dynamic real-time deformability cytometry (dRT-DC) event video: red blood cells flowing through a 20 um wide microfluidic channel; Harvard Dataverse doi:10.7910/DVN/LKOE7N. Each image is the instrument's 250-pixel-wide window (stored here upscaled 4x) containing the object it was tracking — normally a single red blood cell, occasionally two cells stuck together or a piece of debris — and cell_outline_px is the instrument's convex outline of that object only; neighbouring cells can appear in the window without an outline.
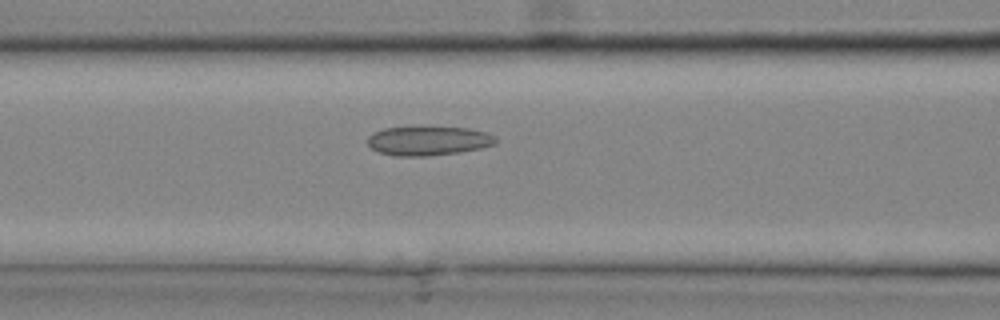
{"species": "common noctule bat (a hibernating species)", "species_latin": "Nyctalus noctula", "temperature_condition": "cold", "stored_images_in_passage": 28, "camera_frame_rate_fps": 3000, "um_per_image_px": 0.085, "animal": {"sex": "male", "body_mass_g": 20.4}, "frame": {"image": 1, "passage_image": 13, "time_ms": 4.0, "image_size_px": [1000, 320], "cell_outline_px": [[496, 144], [480, 148], [460, 152], [428, 156], [396, 156], [380, 152], [372, 148], [368, 144], [368, 136], [372, 132], [384, 128], [468, 128], [484, 132], [496, 136]], "centroid_in_image_um": [36.4, 11.98], "position_along_channel_um": 130.2, "area_um2": 21.44}}